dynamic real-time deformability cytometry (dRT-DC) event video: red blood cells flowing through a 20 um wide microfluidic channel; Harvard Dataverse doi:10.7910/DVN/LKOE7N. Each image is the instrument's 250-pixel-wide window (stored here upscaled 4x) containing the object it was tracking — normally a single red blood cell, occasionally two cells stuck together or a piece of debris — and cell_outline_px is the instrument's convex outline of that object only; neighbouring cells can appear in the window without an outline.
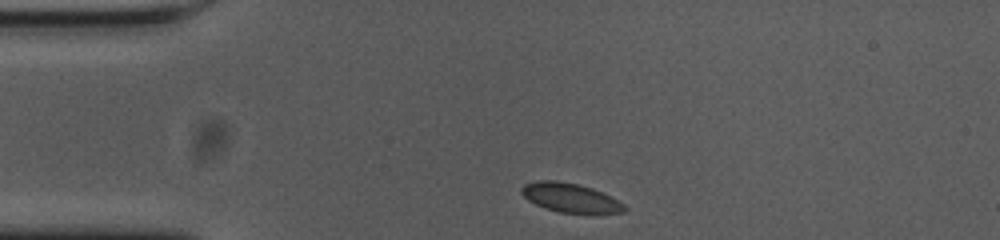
{"species": "common noctule bat (a hibernating species)", "species_latin": "Nyctalus noctula", "temperature_condition": "cold", "stored_images_in_passage": 35, "camera_frame_rate_fps": 3000, "um_per_image_px": 0.085, "animal": {"sex": "female", "body_mass_g": 23.0, "forearm_length_mm": 53.4}, "frame": {"image": 1, "passage_image": 1, "time_ms": 0.0, "image_size_px": [1000, 240], "cell_outline_px": [[628, 208], [624, 212], [560, 212], [544, 208], [528, 200], [520, 192], [520, 188], [524, 184], [540, 180], [556, 180], [576, 184], [592, 188], [624, 204]], "centroid_in_image_um": [48.41, 16.79], "position_along_channel_um": 36.6, "area_um2": 16.99}}
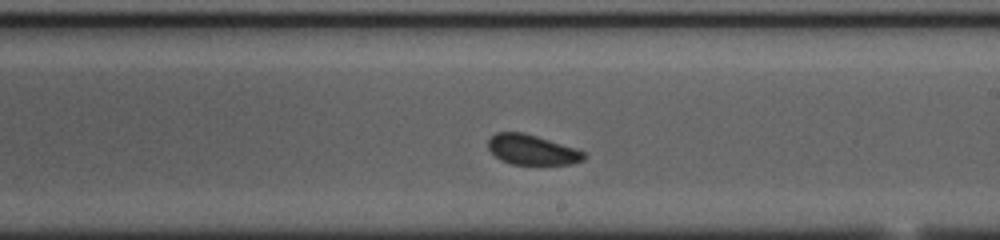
{"frame": {"image": 2, "passage_image": 21, "time_ms": 6.667, "image_size_px": [1000, 240], "cell_outline_px": [[584, 160], [572, 164], [512, 164], [500, 160], [488, 148], [488, 140], [496, 132], [524, 132], [584, 152]], "centroid_in_image_um": [45.17, 12.73], "position_along_channel_um": 243.8, "area_um2": 16.42}}
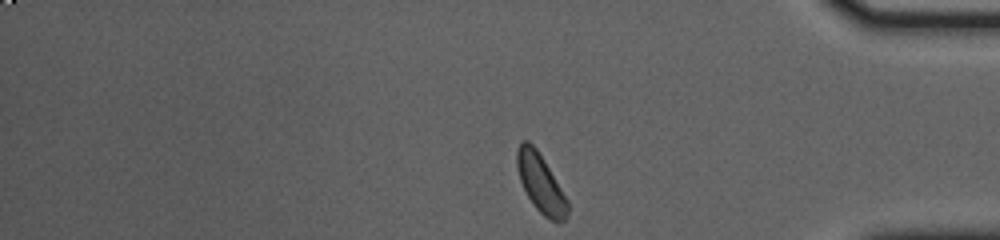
{"frame": {"image": 3, "passage_image": 35, "time_ms": 11.333, "image_size_px": [1000, 240], "cell_outline_px": [[568, 216], [560, 224], [556, 224], [544, 216], [532, 204], [520, 180], [516, 164], [516, 148], [524, 140], [528, 140], [536, 148], [568, 200]], "centroid_in_image_um": [45.96, 15.62], "position_along_channel_um": 389.2, "area_um2": 17.17}}